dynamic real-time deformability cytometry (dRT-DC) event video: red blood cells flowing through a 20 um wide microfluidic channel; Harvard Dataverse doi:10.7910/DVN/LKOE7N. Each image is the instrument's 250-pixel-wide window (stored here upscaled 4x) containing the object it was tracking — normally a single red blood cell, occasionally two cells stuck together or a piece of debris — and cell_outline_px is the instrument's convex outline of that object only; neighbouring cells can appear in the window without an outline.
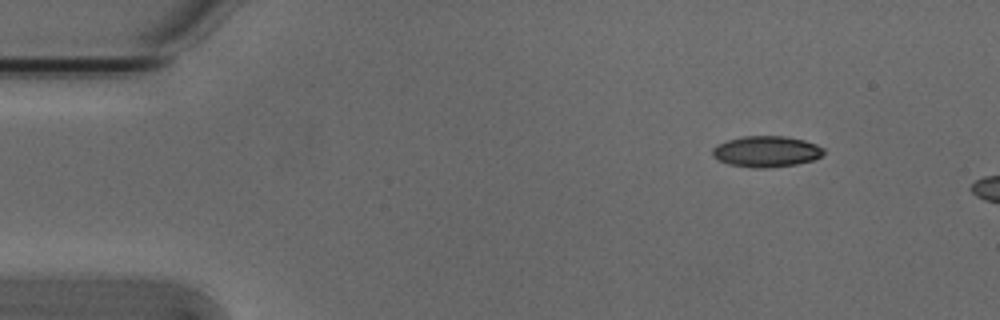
{"species": "Egyptian fruit bat (a non-hibernating species)", "species_latin": "Rousettus aegyptiacus", "temperature_condition": "cold", "stored_images_in_passage": 4, "camera_frame_rate_fps": 3000, "um_per_image_px": 0.085, "animal": {"sex": "male"}, "frame": {"image": 1, "passage_image": 1, "time_ms": 0.0, "image_size_px": [1000, 320], "cell_outline_px": [[824, 152], [816, 160], [796, 164], [768, 168], [752, 168], [728, 164], [716, 160], [712, 156], [712, 148], [716, 144], [728, 140], [744, 136], [784, 136], [804, 140], [816, 144], [824, 148]], "centroid_in_image_um": [65.11, 12.89], "position_along_channel_um": 19.9, "area_um2": 20.35}}